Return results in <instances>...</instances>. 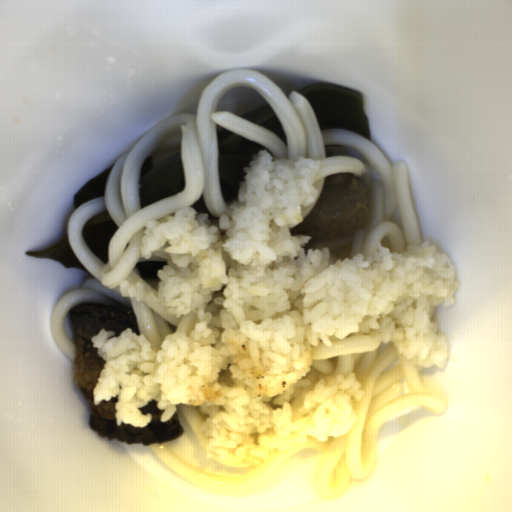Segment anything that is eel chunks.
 <instances>
[{
	"label": "eel chunks",
	"mask_w": 512,
	"mask_h": 512,
	"mask_svg": "<svg viewBox=\"0 0 512 512\" xmlns=\"http://www.w3.org/2000/svg\"><path fill=\"white\" fill-rule=\"evenodd\" d=\"M67 317L76 348L74 382L89 406L88 426L96 430L98 437L122 441L126 445L148 446L168 442L183 435L185 430L178 413H175L167 422H161V416L165 410L158 408L159 401L152 400L142 408H138L143 415H152L150 423L144 427H133L127 423L117 426L115 404L118 403V399L116 397L94 404V389L106 361L98 354V348L93 345L92 339L102 328H105L106 332H113L114 337L119 336L125 329H130L136 336L140 335L139 323L134 311L86 302L77 303L70 309Z\"/></svg>",
	"instance_id": "obj_1"
}]
</instances>
